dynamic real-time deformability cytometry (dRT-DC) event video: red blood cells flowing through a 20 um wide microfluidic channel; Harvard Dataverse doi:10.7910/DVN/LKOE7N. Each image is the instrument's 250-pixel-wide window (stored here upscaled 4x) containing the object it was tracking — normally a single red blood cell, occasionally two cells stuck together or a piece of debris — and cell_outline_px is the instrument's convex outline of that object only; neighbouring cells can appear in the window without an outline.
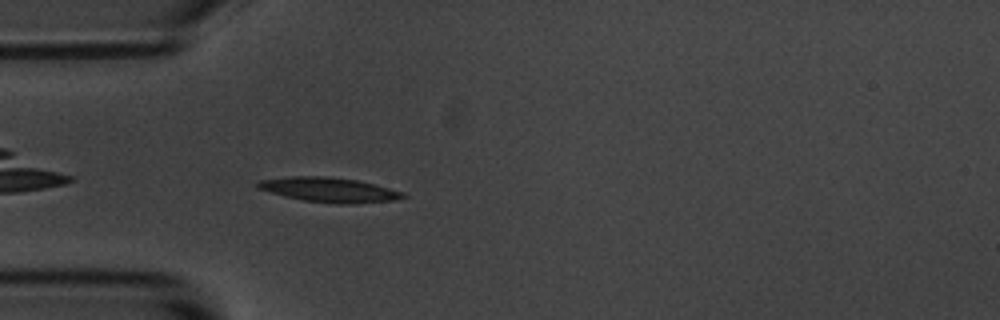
{"species": "common noctule bat (a hibernating species)", "species_latin": "Nyctalus noctula", "temperature_condition": "room temperature", "stored_images_in_passage": 42, "camera_frame_rate_fps": 3000, "um_per_image_px": 0.085, "animal": {"sex": "male", "body_mass_g": 20.1, "forearm_length_mm": 53.5}, "frame": {"image": 1, "passage_image": 3, "time_ms": 0.667, "image_size_px": [1000, 320], "cell_outline_px": [[408, 196], [396, 200], [356, 204], [340, 204], [304, 200], [284, 196], [256, 188], [256, 184], [260, 180], [292, 176], [324, 176], [356, 180], [404, 192]], "centroid_in_image_um": [27.99, 16.14], "position_along_channel_um": 57.0, "area_um2": 20.75}}
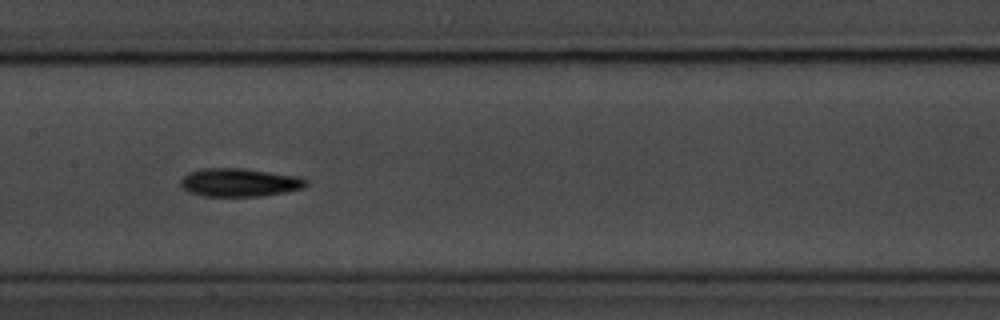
{"frame": {"image": 2, "passage_image": 14, "time_ms": 4.333, "image_size_px": [1000, 320], "cell_outline_px": [[308, 184], [304, 188], [264, 196], [200, 196], [188, 192], [180, 184], [180, 180], [188, 172], [200, 168], [244, 168], [296, 176], [308, 180]], "centroid_in_image_um": [20.33, 15.51], "position_along_channel_um": 187.1, "area_um2": 20.81}}
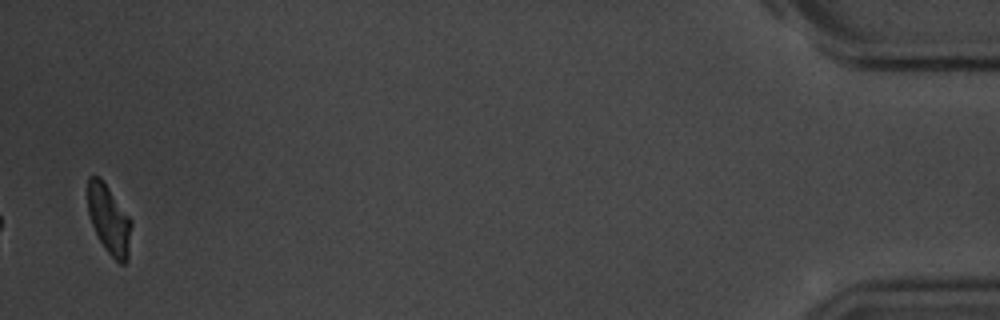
{"frame": {"image": 3, "passage_image": 41, "time_ms": 13.333, "image_size_px": [1000, 320], "cell_outline_px": [[132, 224], [128, 260], [124, 264], [120, 264], [104, 248], [92, 224], [88, 212], [88, 176], [100, 176], [132, 220]], "centroid_in_image_um": [9.29, 18.67], "position_along_channel_um": 425.9, "area_um2": 17.51}, "authors_computed_cell_mechanics": {"area_um2": 19.4208, "velocity_mm_per_s": 3.6401, "shape_relaxation_time_tau1_ms": 3.0619, "shape_relaxation_time_tau2_ms": 7.1258, "deformation_change_tau1": 0.1179, "deformation_change_tau2": 0.1392}}